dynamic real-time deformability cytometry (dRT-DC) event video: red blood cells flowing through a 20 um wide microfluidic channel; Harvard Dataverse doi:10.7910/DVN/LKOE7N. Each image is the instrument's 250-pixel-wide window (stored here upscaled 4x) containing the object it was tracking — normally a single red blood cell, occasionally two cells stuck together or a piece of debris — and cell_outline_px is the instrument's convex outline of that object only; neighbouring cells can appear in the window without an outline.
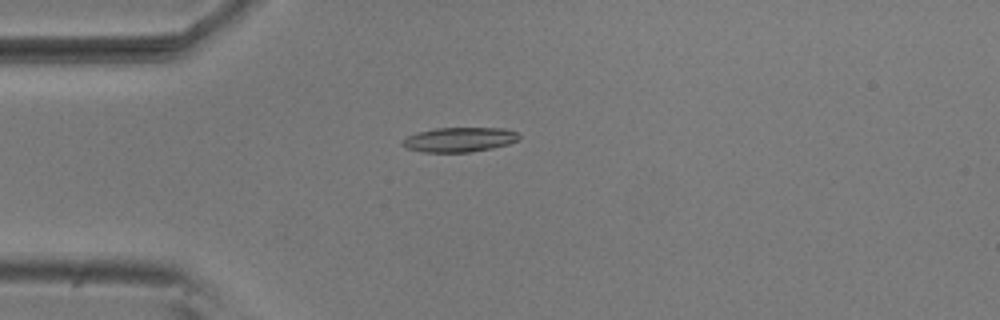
{"species": "common noctule bat (a hibernating species)", "species_latin": "Nyctalus noctula", "temperature_condition": "room temperature", "stored_images_in_passage": 32, "camera_frame_rate_fps": 3000, "um_per_image_px": 0.085, "animal": {"sex": "male", "body_mass_g": 20.5, "forearm_length_mm": 52.5}, "frame": {"image": 1, "passage_image": 2, "time_ms": 0.333, "image_size_px": [1000, 320], "cell_outline_px": [[520, 136], [516, 140], [508, 144], [492, 148], [472, 152], [424, 152], [404, 148], [400, 144], [400, 140], [404, 136], [436, 128], [504, 128], [516, 132]], "centroid_in_image_um": [38.97, 11.87], "position_along_channel_um": 46.0, "area_um2": 16.82}}
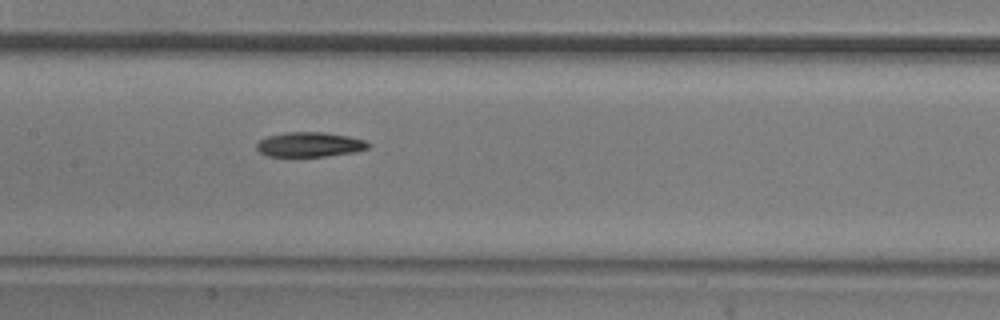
{"frame": {"image": 2, "passage_image": 14, "time_ms": 4.333, "image_size_px": [1000, 320], "cell_outline_px": [[372, 144], [368, 148], [352, 152], [324, 156], [268, 156], [260, 152], [256, 148], [256, 144], [260, 140], [268, 136], [284, 132], [324, 132], [348, 136], [364, 140]], "centroid_in_image_um": [26.31, 12.27], "position_along_channel_um": 181.1, "area_um2": 15.95}}
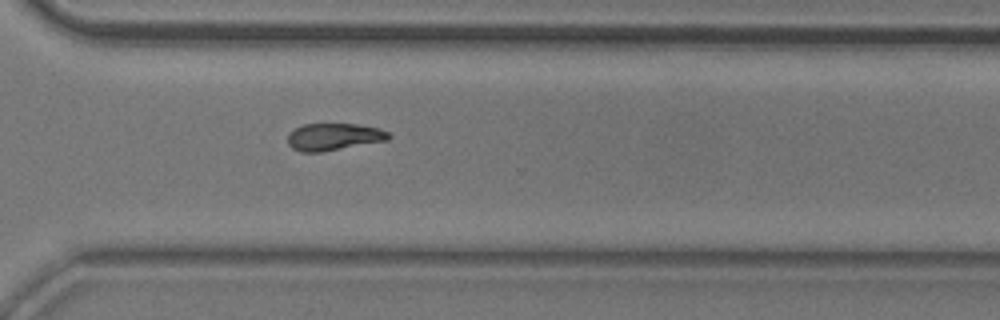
{"frame": {"image": 3, "passage_image": 27, "time_ms": 8.667, "image_size_px": [1000, 320], "cell_outline_px": [[392, 136], [388, 140], [320, 152], [300, 152], [292, 148], [288, 144], [288, 132], [304, 124], [356, 124], [380, 128], [388, 132]], "centroid_in_image_um": [28.36, 11.63], "position_along_channel_um": 342.2, "area_um2": 15.95}, "authors_computed_cell_mechanics": {"area_um2": 16.2707, "velocity_mm_per_s": 3.7336, "shape_relaxation_time_tau1_ms": 3.5649, "shape_relaxation_time_tau2_ms": null, "deformation_change_tau1": 0.1529, "deformation_change_tau2": null}}